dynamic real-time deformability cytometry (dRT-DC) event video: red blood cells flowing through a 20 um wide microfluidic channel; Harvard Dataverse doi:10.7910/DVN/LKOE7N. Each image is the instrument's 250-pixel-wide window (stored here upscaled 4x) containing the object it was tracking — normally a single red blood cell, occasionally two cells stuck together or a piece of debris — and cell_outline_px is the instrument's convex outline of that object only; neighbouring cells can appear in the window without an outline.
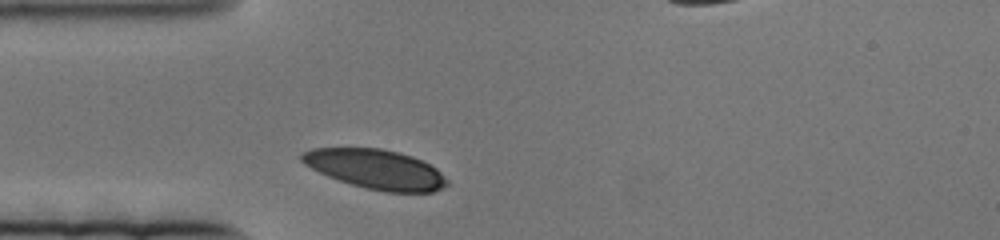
{"species": "human", "species_latin": "Homo sapiens", "temperature_condition": "cold", "stored_images_in_passage": 44, "camera_frame_rate_fps": 3000, "um_per_image_px": 0.085, "donor": {"sex": "female"}, "frame": {"image": 1, "passage_image": 1, "time_ms": 0.0, "image_size_px": [1000, 240], "cell_outline_px": [[448, 184], [432, 192], [384, 192], [352, 184], [328, 176], [304, 164], [300, 160], [300, 156], [304, 152], [312, 148], [380, 148], [400, 152], [412, 156], [436, 168], [448, 180]], "centroid_in_image_um": [31.94, 14.37], "position_along_channel_um": 53.1, "area_um2": 33.12}}
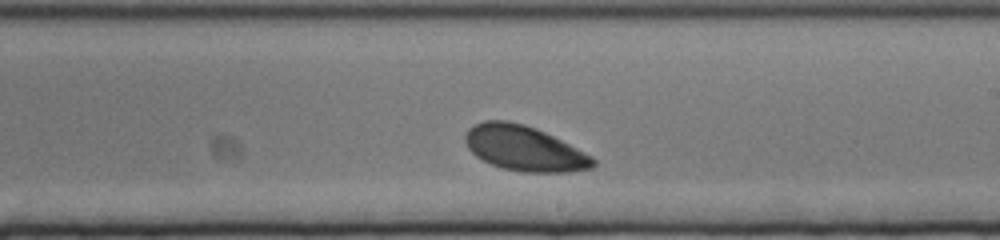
{"frame": {"image": 2, "passage_image": 26, "time_ms": 8.333, "image_size_px": [1000, 240], "cell_outline_px": [[596, 164], [592, 168], [568, 172], [524, 172], [504, 168], [492, 164], [476, 156], [468, 148], [464, 140], [464, 136], [468, 128], [472, 124], [484, 120], [508, 120], [524, 124], [536, 128], [592, 156], [596, 160]], "centroid_in_image_um": [44.53, 12.6], "position_along_channel_um": 244.5, "area_um2": 33.47}}
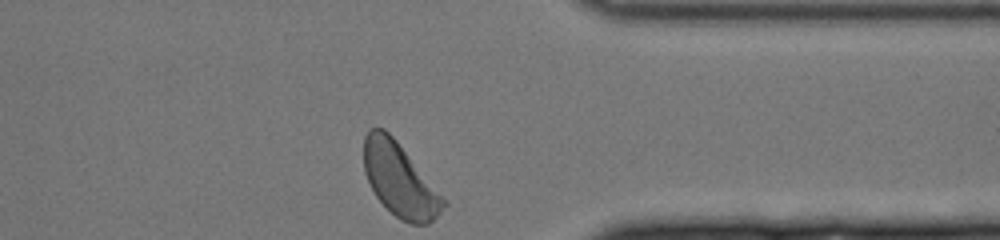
{"frame": {"image": 3, "passage_image": 44, "time_ms": 14.333, "image_size_px": [1000, 240], "cell_outline_px": [[448, 204], [428, 224], [412, 224], [400, 220], [376, 196], [364, 172], [364, 136], [368, 128], [384, 128], [396, 140]], "centroid_in_image_um": [33.94, 15.28], "position_along_channel_um": 377.5, "area_um2": 33.23}}